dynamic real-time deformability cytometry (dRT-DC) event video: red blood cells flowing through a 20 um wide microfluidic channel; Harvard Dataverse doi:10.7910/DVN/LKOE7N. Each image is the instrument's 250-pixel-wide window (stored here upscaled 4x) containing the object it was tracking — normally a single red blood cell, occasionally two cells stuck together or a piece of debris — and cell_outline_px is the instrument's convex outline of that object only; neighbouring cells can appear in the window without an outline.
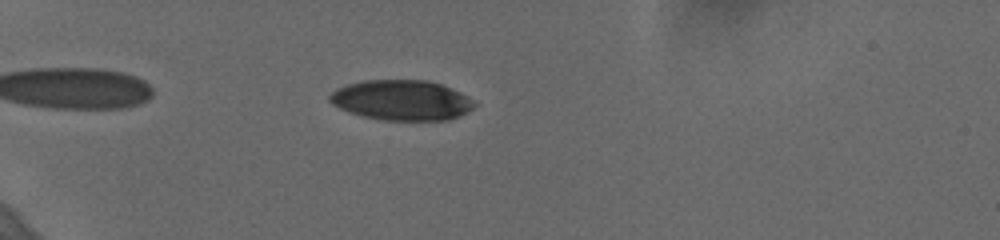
{"species": "human", "species_latin": "Homo sapiens", "temperature_condition": "cold", "stored_images_in_passage": 47, "camera_frame_rate_fps": 3000, "um_per_image_px": 0.085, "donor": {"sex": "female"}, "frame": {"image": 1, "passage_image": 7, "time_ms": 2.0, "image_size_px": [1000, 240], "cell_outline_px": [[476, 104], [472, 108], [460, 116], [448, 120], [384, 120], [364, 116], [348, 112], [332, 104], [328, 100], [328, 96], [336, 88], [348, 84], [364, 80], [428, 80], [440, 84], [460, 92], [472, 100]], "centroid_in_image_um": [34.11, 8.51], "position_along_channel_um": 50.9, "area_um2": 33.81}}
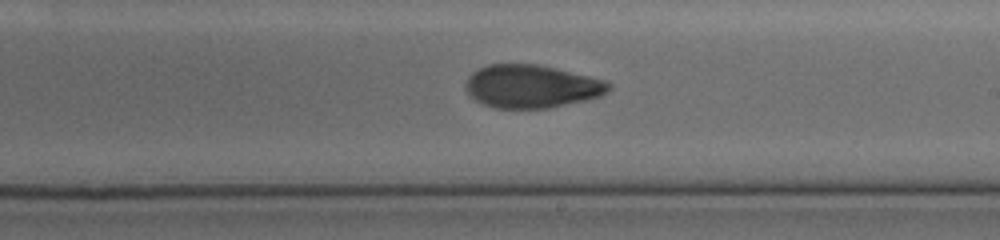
{"frame": {"image": 2, "passage_image": 26, "time_ms": 8.333, "image_size_px": [1000, 240], "cell_outline_px": [[612, 88], [608, 92], [600, 96], [584, 100], [548, 108], [496, 108], [484, 104], [476, 100], [468, 92], [464, 84], [468, 76], [472, 72], [488, 64], [536, 64], [556, 68], [604, 80], [612, 84]], "centroid_in_image_um": [45.18, 7.33], "position_along_channel_um": 243.8, "area_um2": 35.72}}
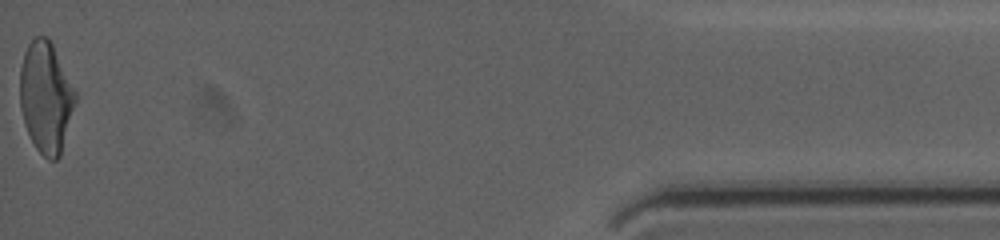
{"frame": {"image": 3, "passage_image": 47, "time_ms": 15.333, "image_size_px": [1000, 240], "cell_outline_px": [[76, 100], [60, 156], [56, 160], [48, 160], [36, 148], [24, 124], [20, 108], [20, 68], [24, 52], [28, 44], [36, 36], [48, 36], [76, 92]], "centroid_in_image_um": [3.88, 8.26], "position_along_channel_um": 431.3, "area_um2": 35.6}, "authors_computed_cell_mechanics": {"area_um2": 35.4892, "velocity_mm_per_s": 3.66, "shape_relaxation_time_tau1_ms": 6.2352, "shape_relaxation_time_tau2_ms": 2.2955, "deformation_change_tau1": 0.1872, "deformation_change_tau2": 0.0786}}